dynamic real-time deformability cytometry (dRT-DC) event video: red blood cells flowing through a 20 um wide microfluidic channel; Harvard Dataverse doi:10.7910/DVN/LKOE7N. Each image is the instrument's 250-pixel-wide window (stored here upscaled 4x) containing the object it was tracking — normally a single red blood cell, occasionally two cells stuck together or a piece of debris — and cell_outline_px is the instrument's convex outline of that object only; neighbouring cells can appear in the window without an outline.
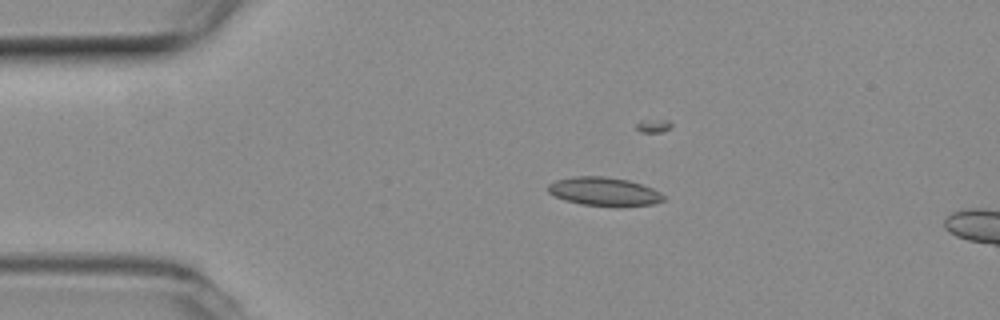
{"species": "common noctule bat (a hibernating species)", "species_latin": "Nyctalus noctula", "temperature_condition": "room temperature", "stored_images_in_passage": 13, "camera_frame_rate_fps": 3000, "um_per_image_px": 0.085, "animal": {"sex": "female", "body_mass_g": 19.3, "forearm_length_mm": 54.1}, "frame": {"image": 1, "passage_image": 10, "time_ms": 3.0, "image_size_px": [1000, 320], "cell_outline_px": [[664, 200], [652, 204], [620, 208], [616, 208], [580, 204], [564, 200], [548, 192], [548, 184], [556, 180], [576, 176], [604, 176], [628, 180], [652, 188], [660, 192], [664, 196]], "centroid_in_image_um": [51.36, 16.31], "position_along_channel_um": 33.6, "area_um2": 19.54}}